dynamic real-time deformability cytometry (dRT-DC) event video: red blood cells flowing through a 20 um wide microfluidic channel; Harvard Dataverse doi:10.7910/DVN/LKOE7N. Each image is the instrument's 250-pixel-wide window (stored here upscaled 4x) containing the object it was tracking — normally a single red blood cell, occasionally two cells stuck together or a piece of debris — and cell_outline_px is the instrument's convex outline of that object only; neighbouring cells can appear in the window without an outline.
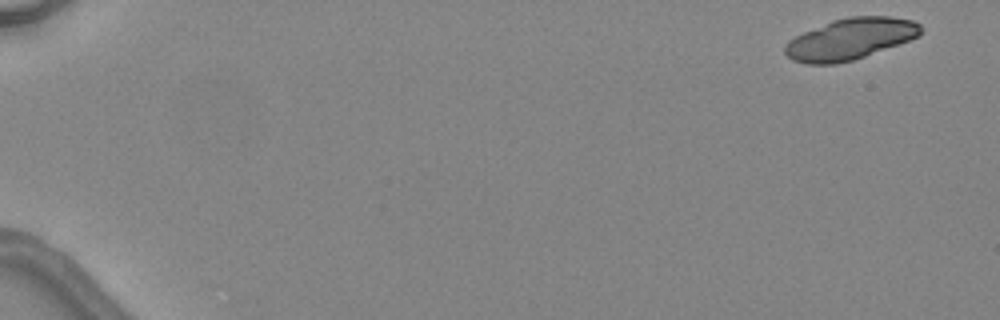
{"species": "common noctule bat (a hibernating species)", "species_latin": "Nyctalus noctula", "temperature_condition": "warm", "stored_images_in_passage": 5, "camera_frame_rate_fps": 3000, "um_per_image_px": 0.085, "animal": {"sex": "female", "body_mass_g": 24.6, "forearm_length_mm": 56.2}, "frame": {"image": 1, "passage_image": 1, "time_ms": 0.0, "image_size_px": [1000, 320], "cell_outline_px": [[924, 28], [920, 36], [864, 56], [852, 60], [836, 64], [804, 64], [792, 60], [784, 52], [784, 48], [788, 40], [804, 32], [832, 20], [848, 16], [892, 16], [912, 20], [920, 24]], "centroid_in_image_um": [72.28, 3.3], "position_along_channel_um": 12.7, "area_um2": 32.66}}